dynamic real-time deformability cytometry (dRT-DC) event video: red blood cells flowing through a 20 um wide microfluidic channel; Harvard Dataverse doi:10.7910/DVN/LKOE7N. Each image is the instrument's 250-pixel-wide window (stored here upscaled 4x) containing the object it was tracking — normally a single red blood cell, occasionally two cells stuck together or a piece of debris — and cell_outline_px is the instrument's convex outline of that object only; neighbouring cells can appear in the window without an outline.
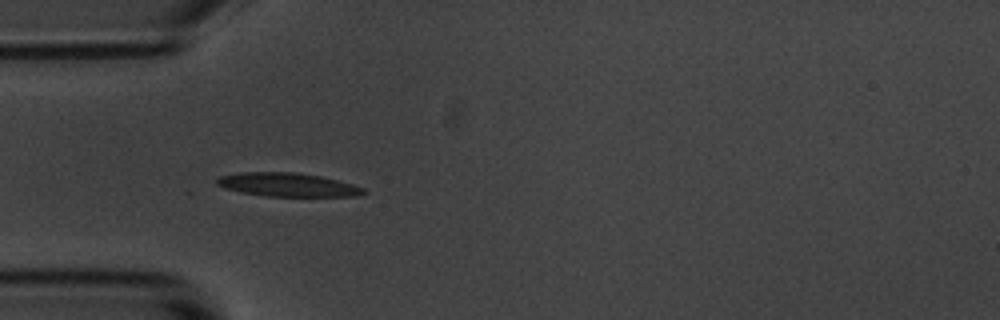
{"species": "common noctule bat (a hibernating species)", "species_latin": "Nyctalus noctula", "temperature_condition": "room temperature", "stored_images_in_passage": 8, "camera_frame_rate_fps": 3000, "um_per_image_px": 0.085, "animal": {"sex": "male", "body_mass_g": 20.1, "forearm_length_mm": 53.5}, "frame": {"image": 1, "passage_image": 5, "time_ms": 4.667, "image_size_px": [1000, 320], "cell_outline_px": [[364, 192], [356, 196], [264, 196], [240, 192], [224, 188], [216, 184], [216, 180], [220, 176], [240, 172], [292, 172], [320, 176], [352, 184], [364, 188]], "centroid_in_image_um": [24.38, 15.7], "position_along_channel_um": 60.6, "area_um2": 20.0}}
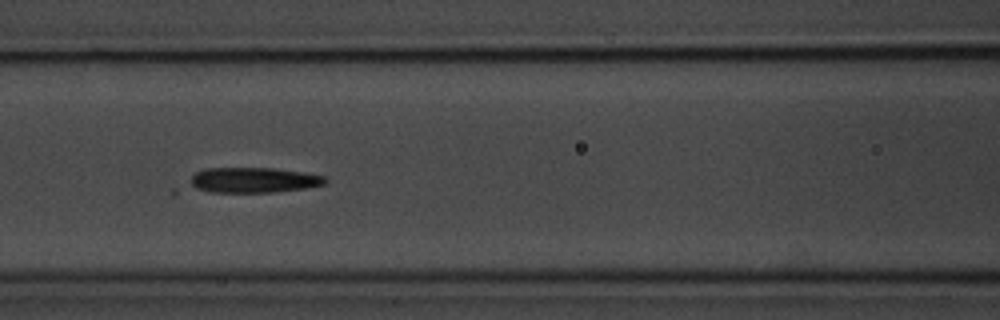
{"frame": {"image": 2, "passage_image": 7, "time_ms": 7.0, "image_size_px": [1000, 320], "cell_outline_px": [[328, 180], [324, 184], [304, 188], [272, 192], [212, 192], [196, 188], [192, 184], [192, 176], [196, 172], [204, 168], [272, 168], [304, 172], [324, 176]], "centroid_in_image_um": [21.58, 15.29], "position_along_channel_um": 145.0, "area_um2": 19.65}}
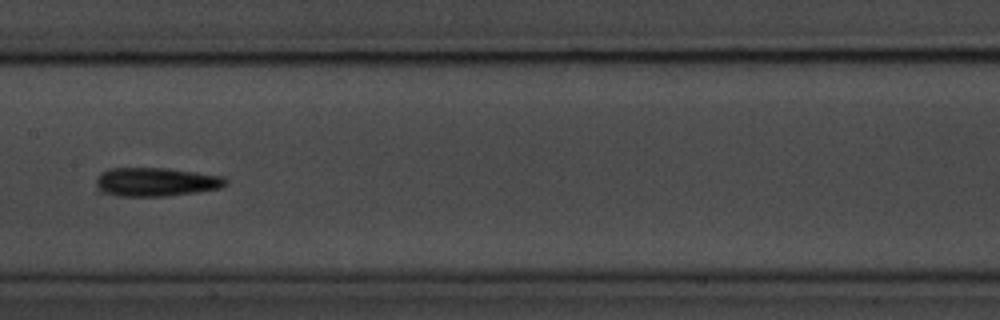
{"frame": {"image": 3, "passage_image": 8, "time_ms": 8.333, "image_size_px": [1000, 320], "cell_outline_px": [[228, 184], [220, 188], [196, 192], [164, 196], [116, 196], [96, 192], [96, 180], [100, 172], [108, 168], [168, 168], [224, 176], [228, 180]], "centroid_in_image_um": [13.21, 15.46], "position_along_channel_um": 194.2, "area_um2": 22.08}}